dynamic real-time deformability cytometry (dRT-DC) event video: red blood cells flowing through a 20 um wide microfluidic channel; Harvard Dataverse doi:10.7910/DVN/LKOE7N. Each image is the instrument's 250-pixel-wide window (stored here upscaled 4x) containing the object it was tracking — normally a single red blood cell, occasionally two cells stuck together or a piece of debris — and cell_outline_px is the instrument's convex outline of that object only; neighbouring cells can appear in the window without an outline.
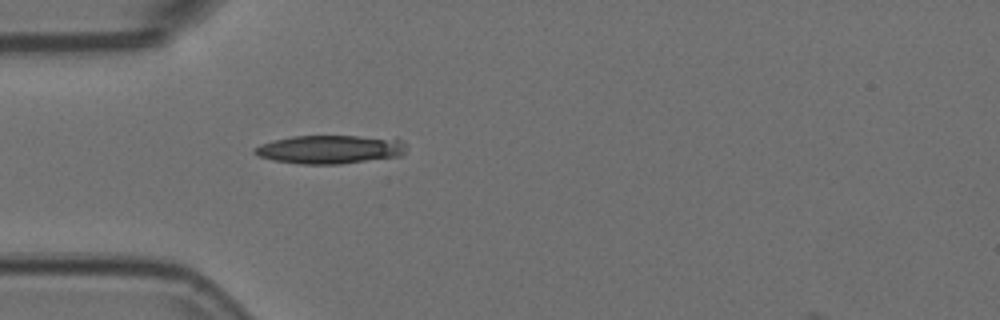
{"species": "Egyptian fruit bat (a non-hibernating species)", "species_latin": "Rousettus aegyptiacus", "temperature_condition": "room temperature", "stored_images_in_passage": 5, "camera_frame_rate_fps": 3000, "um_per_image_px": 0.085, "animal": {"sex": "female"}, "frame": {"image": 1, "passage_image": 5, "time_ms": 1.333, "image_size_px": [1000, 320], "cell_outline_px": [[408, 148], [400, 156], [340, 164], [300, 164], [272, 160], [256, 156], [252, 152], [252, 148], [260, 144], [272, 140], [292, 136], [396, 136], [408, 144]], "centroid_in_image_um": [28.1, 12.68], "position_along_channel_um": 56.9, "area_um2": 26.01}}